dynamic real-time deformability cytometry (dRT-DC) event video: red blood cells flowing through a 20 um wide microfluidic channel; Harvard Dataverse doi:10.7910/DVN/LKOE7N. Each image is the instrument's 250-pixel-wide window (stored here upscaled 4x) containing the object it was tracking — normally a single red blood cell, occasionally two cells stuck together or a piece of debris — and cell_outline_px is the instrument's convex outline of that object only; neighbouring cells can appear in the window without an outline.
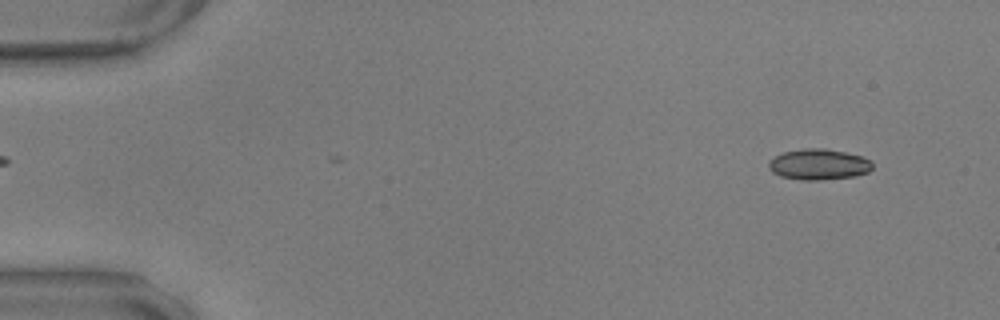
{"species": "common noctule bat (a hibernating species)", "species_latin": "Nyctalus noctula", "temperature_condition": "warm", "stored_images_in_passage": 4, "camera_frame_rate_fps": 3000, "um_per_image_px": 0.085, "animal": {"sex": "male", "body_mass_g": 17.9, "forearm_length_mm": 54.2}, "frame": {"image": 1, "passage_image": 2, "time_ms": 0.333, "image_size_px": [1000, 320], "cell_outline_px": [[872, 168], [868, 172], [856, 176], [820, 180], [800, 180], [780, 176], [772, 172], [768, 168], [768, 160], [784, 152], [804, 148], [824, 148], [844, 152], [860, 156], [872, 160]], "centroid_in_image_um": [69.58, 13.98], "position_along_channel_um": 15.4, "area_um2": 18.73}}